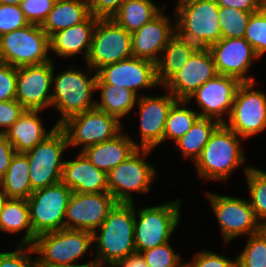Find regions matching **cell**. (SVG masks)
I'll return each mask as SVG.
<instances>
[{
    "instance_id": "1",
    "label": "cell",
    "mask_w": 266,
    "mask_h": 267,
    "mask_svg": "<svg viewBox=\"0 0 266 267\" xmlns=\"http://www.w3.org/2000/svg\"><path fill=\"white\" fill-rule=\"evenodd\" d=\"M134 224L135 203H117L93 232V251L89 255L96 257L93 259L96 267H112L136 252Z\"/></svg>"
},
{
    "instance_id": "2",
    "label": "cell",
    "mask_w": 266,
    "mask_h": 267,
    "mask_svg": "<svg viewBox=\"0 0 266 267\" xmlns=\"http://www.w3.org/2000/svg\"><path fill=\"white\" fill-rule=\"evenodd\" d=\"M85 70L87 73L74 65L53 75L51 108L54 107L57 113L59 111L57 126L74 115L95 108L96 100H93V95L97 92V72L88 65ZM91 72L94 76H90Z\"/></svg>"
},
{
    "instance_id": "3",
    "label": "cell",
    "mask_w": 266,
    "mask_h": 267,
    "mask_svg": "<svg viewBox=\"0 0 266 267\" xmlns=\"http://www.w3.org/2000/svg\"><path fill=\"white\" fill-rule=\"evenodd\" d=\"M240 140L244 139L225 124H220L194 162L197 177L205 181H227V178L246 161Z\"/></svg>"
},
{
    "instance_id": "4",
    "label": "cell",
    "mask_w": 266,
    "mask_h": 267,
    "mask_svg": "<svg viewBox=\"0 0 266 267\" xmlns=\"http://www.w3.org/2000/svg\"><path fill=\"white\" fill-rule=\"evenodd\" d=\"M39 266H95V261L81 264L78 259L93 248V233L63 228L36 236L32 244Z\"/></svg>"
},
{
    "instance_id": "5",
    "label": "cell",
    "mask_w": 266,
    "mask_h": 267,
    "mask_svg": "<svg viewBox=\"0 0 266 267\" xmlns=\"http://www.w3.org/2000/svg\"><path fill=\"white\" fill-rule=\"evenodd\" d=\"M173 19L176 33L199 48H208L222 38L215 0H177Z\"/></svg>"
},
{
    "instance_id": "6",
    "label": "cell",
    "mask_w": 266,
    "mask_h": 267,
    "mask_svg": "<svg viewBox=\"0 0 266 267\" xmlns=\"http://www.w3.org/2000/svg\"><path fill=\"white\" fill-rule=\"evenodd\" d=\"M181 199L159 206L135 208L134 240L137 253L170 242L180 222Z\"/></svg>"
},
{
    "instance_id": "7",
    "label": "cell",
    "mask_w": 266,
    "mask_h": 267,
    "mask_svg": "<svg viewBox=\"0 0 266 267\" xmlns=\"http://www.w3.org/2000/svg\"><path fill=\"white\" fill-rule=\"evenodd\" d=\"M153 149L138 148L108 174V192L118 203H134L133 192L147 193L155 181L156 169L145 161Z\"/></svg>"
},
{
    "instance_id": "8",
    "label": "cell",
    "mask_w": 266,
    "mask_h": 267,
    "mask_svg": "<svg viewBox=\"0 0 266 267\" xmlns=\"http://www.w3.org/2000/svg\"><path fill=\"white\" fill-rule=\"evenodd\" d=\"M49 36L39 25L29 24L0 36V63L14 67L38 65L53 60Z\"/></svg>"
},
{
    "instance_id": "9",
    "label": "cell",
    "mask_w": 266,
    "mask_h": 267,
    "mask_svg": "<svg viewBox=\"0 0 266 267\" xmlns=\"http://www.w3.org/2000/svg\"><path fill=\"white\" fill-rule=\"evenodd\" d=\"M66 148H69L66 133L60 126H57L37 146L25 152L30 164L32 191L61 181L65 163L62 153Z\"/></svg>"
},
{
    "instance_id": "10",
    "label": "cell",
    "mask_w": 266,
    "mask_h": 267,
    "mask_svg": "<svg viewBox=\"0 0 266 267\" xmlns=\"http://www.w3.org/2000/svg\"><path fill=\"white\" fill-rule=\"evenodd\" d=\"M72 193L61 181L31 193L27 202L36 236L65 228V215Z\"/></svg>"
},
{
    "instance_id": "11",
    "label": "cell",
    "mask_w": 266,
    "mask_h": 267,
    "mask_svg": "<svg viewBox=\"0 0 266 267\" xmlns=\"http://www.w3.org/2000/svg\"><path fill=\"white\" fill-rule=\"evenodd\" d=\"M60 127L66 133L69 148L81 146L80 152L123 131L121 120L97 108L68 118Z\"/></svg>"
},
{
    "instance_id": "12",
    "label": "cell",
    "mask_w": 266,
    "mask_h": 267,
    "mask_svg": "<svg viewBox=\"0 0 266 267\" xmlns=\"http://www.w3.org/2000/svg\"><path fill=\"white\" fill-rule=\"evenodd\" d=\"M205 196L211 204L226 246L236 237H248L260 231V221L256 218L248 199L207 191Z\"/></svg>"
},
{
    "instance_id": "13",
    "label": "cell",
    "mask_w": 266,
    "mask_h": 267,
    "mask_svg": "<svg viewBox=\"0 0 266 267\" xmlns=\"http://www.w3.org/2000/svg\"><path fill=\"white\" fill-rule=\"evenodd\" d=\"M131 33L112 18H99L95 26L86 65L98 71L105 65L132 57Z\"/></svg>"
},
{
    "instance_id": "14",
    "label": "cell",
    "mask_w": 266,
    "mask_h": 267,
    "mask_svg": "<svg viewBox=\"0 0 266 267\" xmlns=\"http://www.w3.org/2000/svg\"><path fill=\"white\" fill-rule=\"evenodd\" d=\"M255 82H243L233 101L225 125L244 140L261 133L266 128V93L253 90Z\"/></svg>"
},
{
    "instance_id": "15",
    "label": "cell",
    "mask_w": 266,
    "mask_h": 267,
    "mask_svg": "<svg viewBox=\"0 0 266 267\" xmlns=\"http://www.w3.org/2000/svg\"><path fill=\"white\" fill-rule=\"evenodd\" d=\"M55 61L17 67L16 97L25 109L42 110L51 107Z\"/></svg>"
},
{
    "instance_id": "16",
    "label": "cell",
    "mask_w": 266,
    "mask_h": 267,
    "mask_svg": "<svg viewBox=\"0 0 266 267\" xmlns=\"http://www.w3.org/2000/svg\"><path fill=\"white\" fill-rule=\"evenodd\" d=\"M242 82L232 76L217 74L193 92L187 101L195 99L201 118H211L224 124L230 116L236 92ZM225 114V115H223Z\"/></svg>"
},
{
    "instance_id": "17",
    "label": "cell",
    "mask_w": 266,
    "mask_h": 267,
    "mask_svg": "<svg viewBox=\"0 0 266 267\" xmlns=\"http://www.w3.org/2000/svg\"><path fill=\"white\" fill-rule=\"evenodd\" d=\"M118 202L109 192H73L67 205L65 228L94 232Z\"/></svg>"
},
{
    "instance_id": "18",
    "label": "cell",
    "mask_w": 266,
    "mask_h": 267,
    "mask_svg": "<svg viewBox=\"0 0 266 267\" xmlns=\"http://www.w3.org/2000/svg\"><path fill=\"white\" fill-rule=\"evenodd\" d=\"M97 76L105 83L117 88L133 91L138 97V90L160 86L157 79L156 64L137 57L118 61L103 66L97 71Z\"/></svg>"
},
{
    "instance_id": "19",
    "label": "cell",
    "mask_w": 266,
    "mask_h": 267,
    "mask_svg": "<svg viewBox=\"0 0 266 267\" xmlns=\"http://www.w3.org/2000/svg\"><path fill=\"white\" fill-rule=\"evenodd\" d=\"M218 74L232 76L243 82H255L248 75L254 60L259 59L250 43L243 38H221L208 47Z\"/></svg>"
},
{
    "instance_id": "20",
    "label": "cell",
    "mask_w": 266,
    "mask_h": 267,
    "mask_svg": "<svg viewBox=\"0 0 266 267\" xmlns=\"http://www.w3.org/2000/svg\"><path fill=\"white\" fill-rule=\"evenodd\" d=\"M178 99L170 92L165 95L138 97L139 114V148L154 149L163 142L165 123L170 108Z\"/></svg>"
},
{
    "instance_id": "21",
    "label": "cell",
    "mask_w": 266,
    "mask_h": 267,
    "mask_svg": "<svg viewBox=\"0 0 266 267\" xmlns=\"http://www.w3.org/2000/svg\"><path fill=\"white\" fill-rule=\"evenodd\" d=\"M217 74L215 63L208 48H198L187 63L162 87L178 100H187L201 85Z\"/></svg>"
},
{
    "instance_id": "22",
    "label": "cell",
    "mask_w": 266,
    "mask_h": 267,
    "mask_svg": "<svg viewBox=\"0 0 266 267\" xmlns=\"http://www.w3.org/2000/svg\"><path fill=\"white\" fill-rule=\"evenodd\" d=\"M166 7L150 22L131 33L133 57L158 63L165 46L176 34V22L164 14ZM170 18V19H169Z\"/></svg>"
},
{
    "instance_id": "23",
    "label": "cell",
    "mask_w": 266,
    "mask_h": 267,
    "mask_svg": "<svg viewBox=\"0 0 266 267\" xmlns=\"http://www.w3.org/2000/svg\"><path fill=\"white\" fill-rule=\"evenodd\" d=\"M61 182L77 193L108 192L107 173L95 167L80 151L74 160H65Z\"/></svg>"
},
{
    "instance_id": "24",
    "label": "cell",
    "mask_w": 266,
    "mask_h": 267,
    "mask_svg": "<svg viewBox=\"0 0 266 267\" xmlns=\"http://www.w3.org/2000/svg\"><path fill=\"white\" fill-rule=\"evenodd\" d=\"M98 20V17L90 14L83 22L52 34L49 37L50 52L64 59H71L76 54L82 53L86 60Z\"/></svg>"
},
{
    "instance_id": "25",
    "label": "cell",
    "mask_w": 266,
    "mask_h": 267,
    "mask_svg": "<svg viewBox=\"0 0 266 267\" xmlns=\"http://www.w3.org/2000/svg\"><path fill=\"white\" fill-rule=\"evenodd\" d=\"M138 148L139 144L127 132L121 131L114 138L89 146L81 152L95 167L108 174Z\"/></svg>"
},
{
    "instance_id": "26",
    "label": "cell",
    "mask_w": 266,
    "mask_h": 267,
    "mask_svg": "<svg viewBox=\"0 0 266 267\" xmlns=\"http://www.w3.org/2000/svg\"><path fill=\"white\" fill-rule=\"evenodd\" d=\"M39 112H41V110L26 109L5 133L16 153H25L33 149L57 127V125L54 124V126L47 131V129L44 128V123L40 118L41 116L38 115L40 114Z\"/></svg>"
},
{
    "instance_id": "27",
    "label": "cell",
    "mask_w": 266,
    "mask_h": 267,
    "mask_svg": "<svg viewBox=\"0 0 266 267\" xmlns=\"http://www.w3.org/2000/svg\"><path fill=\"white\" fill-rule=\"evenodd\" d=\"M90 15L87 0H56L41 28L52 34L83 22Z\"/></svg>"
},
{
    "instance_id": "28",
    "label": "cell",
    "mask_w": 266,
    "mask_h": 267,
    "mask_svg": "<svg viewBox=\"0 0 266 267\" xmlns=\"http://www.w3.org/2000/svg\"><path fill=\"white\" fill-rule=\"evenodd\" d=\"M199 47L177 33L169 40L156 64L157 79L162 86L176 74Z\"/></svg>"
},
{
    "instance_id": "29",
    "label": "cell",
    "mask_w": 266,
    "mask_h": 267,
    "mask_svg": "<svg viewBox=\"0 0 266 267\" xmlns=\"http://www.w3.org/2000/svg\"><path fill=\"white\" fill-rule=\"evenodd\" d=\"M25 230L18 245H32L36 239L30 223L27 199L8 198L0 214V232L15 234Z\"/></svg>"
},
{
    "instance_id": "30",
    "label": "cell",
    "mask_w": 266,
    "mask_h": 267,
    "mask_svg": "<svg viewBox=\"0 0 266 267\" xmlns=\"http://www.w3.org/2000/svg\"><path fill=\"white\" fill-rule=\"evenodd\" d=\"M0 189L8 198H29L33 191L30 180V164L25 153H15L8 170L0 179Z\"/></svg>"
},
{
    "instance_id": "31",
    "label": "cell",
    "mask_w": 266,
    "mask_h": 267,
    "mask_svg": "<svg viewBox=\"0 0 266 267\" xmlns=\"http://www.w3.org/2000/svg\"><path fill=\"white\" fill-rule=\"evenodd\" d=\"M96 90H100V101H96L95 108L107 114L124 118L136 107L138 96L131 90L124 87L117 88L105 84L98 76L96 79Z\"/></svg>"
},
{
    "instance_id": "32",
    "label": "cell",
    "mask_w": 266,
    "mask_h": 267,
    "mask_svg": "<svg viewBox=\"0 0 266 267\" xmlns=\"http://www.w3.org/2000/svg\"><path fill=\"white\" fill-rule=\"evenodd\" d=\"M164 8L165 4L159 8L152 0H125L112 19L132 33L154 19Z\"/></svg>"
},
{
    "instance_id": "33",
    "label": "cell",
    "mask_w": 266,
    "mask_h": 267,
    "mask_svg": "<svg viewBox=\"0 0 266 267\" xmlns=\"http://www.w3.org/2000/svg\"><path fill=\"white\" fill-rule=\"evenodd\" d=\"M219 125L217 120L200 117L191 129L175 143L177 146L175 150L179 149L183 158L192 159L195 162Z\"/></svg>"
},
{
    "instance_id": "34",
    "label": "cell",
    "mask_w": 266,
    "mask_h": 267,
    "mask_svg": "<svg viewBox=\"0 0 266 267\" xmlns=\"http://www.w3.org/2000/svg\"><path fill=\"white\" fill-rule=\"evenodd\" d=\"M188 103L187 100H177L170 108L165 123L163 142L170 139L176 143L200 118L198 111L185 107Z\"/></svg>"
},
{
    "instance_id": "35",
    "label": "cell",
    "mask_w": 266,
    "mask_h": 267,
    "mask_svg": "<svg viewBox=\"0 0 266 267\" xmlns=\"http://www.w3.org/2000/svg\"><path fill=\"white\" fill-rule=\"evenodd\" d=\"M243 170L249 189L248 201L261 222L266 219V171L254 166H246Z\"/></svg>"
},
{
    "instance_id": "36",
    "label": "cell",
    "mask_w": 266,
    "mask_h": 267,
    "mask_svg": "<svg viewBox=\"0 0 266 267\" xmlns=\"http://www.w3.org/2000/svg\"><path fill=\"white\" fill-rule=\"evenodd\" d=\"M252 13L235 8L219 7L218 22L222 38H243Z\"/></svg>"
},
{
    "instance_id": "37",
    "label": "cell",
    "mask_w": 266,
    "mask_h": 267,
    "mask_svg": "<svg viewBox=\"0 0 266 267\" xmlns=\"http://www.w3.org/2000/svg\"><path fill=\"white\" fill-rule=\"evenodd\" d=\"M235 258L236 267H266V237L262 232L248 236L245 247Z\"/></svg>"
},
{
    "instance_id": "38",
    "label": "cell",
    "mask_w": 266,
    "mask_h": 267,
    "mask_svg": "<svg viewBox=\"0 0 266 267\" xmlns=\"http://www.w3.org/2000/svg\"><path fill=\"white\" fill-rule=\"evenodd\" d=\"M244 38L259 58L266 53V4L251 14Z\"/></svg>"
},
{
    "instance_id": "39",
    "label": "cell",
    "mask_w": 266,
    "mask_h": 267,
    "mask_svg": "<svg viewBox=\"0 0 266 267\" xmlns=\"http://www.w3.org/2000/svg\"><path fill=\"white\" fill-rule=\"evenodd\" d=\"M149 267H185L180 254L175 253L169 242L140 253Z\"/></svg>"
},
{
    "instance_id": "40",
    "label": "cell",
    "mask_w": 266,
    "mask_h": 267,
    "mask_svg": "<svg viewBox=\"0 0 266 267\" xmlns=\"http://www.w3.org/2000/svg\"><path fill=\"white\" fill-rule=\"evenodd\" d=\"M33 253L32 245L17 244L15 251L0 252V267H39L37 257H30Z\"/></svg>"
},
{
    "instance_id": "41",
    "label": "cell",
    "mask_w": 266,
    "mask_h": 267,
    "mask_svg": "<svg viewBox=\"0 0 266 267\" xmlns=\"http://www.w3.org/2000/svg\"><path fill=\"white\" fill-rule=\"evenodd\" d=\"M29 24L20 5L0 4V36Z\"/></svg>"
},
{
    "instance_id": "42",
    "label": "cell",
    "mask_w": 266,
    "mask_h": 267,
    "mask_svg": "<svg viewBox=\"0 0 266 267\" xmlns=\"http://www.w3.org/2000/svg\"><path fill=\"white\" fill-rule=\"evenodd\" d=\"M56 0H23L20 8L30 24L41 26Z\"/></svg>"
},
{
    "instance_id": "43",
    "label": "cell",
    "mask_w": 266,
    "mask_h": 267,
    "mask_svg": "<svg viewBox=\"0 0 266 267\" xmlns=\"http://www.w3.org/2000/svg\"><path fill=\"white\" fill-rule=\"evenodd\" d=\"M193 261L185 263V267H236V258L232 260L212 251H201L194 255Z\"/></svg>"
},
{
    "instance_id": "44",
    "label": "cell",
    "mask_w": 266,
    "mask_h": 267,
    "mask_svg": "<svg viewBox=\"0 0 266 267\" xmlns=\"http://www.w3.org/2000/svg\"><path fill=\"white\" fill-rule=\"evenodd\" d=\"M17 67L0 63V102L16 97Z\"/></svg>"
},
{
    "instance_id": "45",
    "label": "cell",
    "mask_w": 266,
    "mask_h": 267,
    "mask_svg": "<svg viewBox=\"0 0 266 267\" xmlns=\"http://www.w3.org/2000/svg\"><path fill=\"white\" fill-rule=\"evenodd\" d=\"M25 110L26 109L15 99L0 102V133H6Z\"/></svg>"
},
{
    "instance_id": "46",
    "label": "cell",
    "mask_w": 266,
    "mask_h": 267,
    "mask_svg": "<svg viewBox=\"0 0 266 267\" xmlns=\"http://www.w3.org/2000/svg\"><path fill=\"white\" fill-rule=\"evenodd\" d=\"M125 0H89V11L98 18H112Z\"/></svg>"
},
{
    "instance_id": "47",
    "label": "cell",
    "mask_w": 266,
    "mask_h": 267,
    "mask_svg": "<svg viewBox=\"0 0 266 267\" xmlns=\"http://www.w3.org/2000/svg\"><path fill=\"white\" fill-rule=\"evenodd\" d=\"M219 7L235 8L247 12H256L261 9L266 0H215Z\"/></svg>"
},
{
    "instance_id": "48",
    "label": "cell",
    "mask_w": 266,
    "mask_h": 267,
    "mask_svg": "<svg viewBox=\"0 0 266 267\" xmlns=\"http://www.w3.org/2000/svg\"><path fill=\"white\" fill-rule=\"evenodd\" d=\"M15 153L16 151L13 145L8 141L5 133H0V179L8 170Z\"/></svg>"
},
{
    "instance_id": "49",
    "label": "cell",
    "mask_w": 266,
    "mask_h": 267,
    "mask_svg": "<svg viewBox=\"0 0 266 267\" xmlns=\"http://www.w3.org/2000/svg\"><path fill=\"white\" fill-rule=\"evenodd\" d=\"M112 267H149L140 253H133L123 260L116 262Z\"/></svg>"
},
{
    "instance_id": "50",
    "label": "cell",
    "mask_w": 266,
    "mask_h": 267,
    "mask_svg": "<svg viewBox=\"0 0 266 267\" xmlns=\"http://www.w3.org/2000/svg\"><path fill=\"white\" fill-rule=\"evenodd\" d=\"M8 199V196L0 189V214L3 210V207Z\"/></svg>"
},
{
    "instance_id": "51",
    "label": "cell",
    "mask_w": 266,
    "mask_h": 267,
    "mask_svg": "<svg viewBox=\"0 0 266 267\" xmlns=\"http://www.w3.org/2000/svg\"><path fill=\"white\" fill-rule=\"evenodd\" d=\"M23 0H0V4L20 5Z\"/></svg>"
},
{
    "instance_id": "52",
    "label": "cell",
    "mask_w": 266,
    "mask_h": 267,
    "mask_svg": "<svg viewBox=\"0 0 266 267\" xmlns=\"http://www.w3.org/2000/svg\"><path fill=\"white\" fill-rule=\"evenodd\" d=\"M260 231L266 237V219L260 222Z\"/></svg>"
},
{
    "instance_id": "53",
    "label": "cell",
    "mask_w": 266,
    "mask_h": 267,
    "mask_svg": "<svg viewBox=\"0 0 266 267\" xmlns=\"http://www.w3.org/2000/svg\"><path fill=\"white\" fill-rule=\"evenodd\" d=\"M39 267H47V266H39ZM50 267H96V266H50Z\"/></svg>"
}]
</instances>
